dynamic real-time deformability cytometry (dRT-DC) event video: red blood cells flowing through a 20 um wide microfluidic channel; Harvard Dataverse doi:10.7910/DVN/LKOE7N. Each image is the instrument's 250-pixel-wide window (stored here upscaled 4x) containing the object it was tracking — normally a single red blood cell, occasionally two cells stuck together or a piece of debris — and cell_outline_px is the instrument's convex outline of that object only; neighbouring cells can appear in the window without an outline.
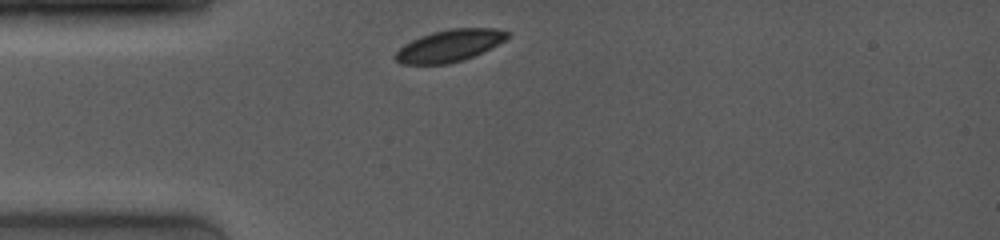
{"species": "common noctule bat (a hibernating species)", "species_latin": "Nyctalus noctula", "temperature_condition": "room temperature", "stored_images_in_passage": 28, "camera_frame_rate_fps": 4000, "um_per_image_px": 0.085, "animal": {"sex": "female", "body_mass_g": 19.0, "forearm_length_mm": 53.3}, "frame": {"image": 1, "passage_image": 1, "time_ms": 0.0, "image_size_px": [1000, 240], "cell_outline_px": [[512, 36], [464, 60], [448, 64], [400, 64], [396, 60], [396, 52], [404, 44], [420, 36], [432, 32], [452, 28], [492, 28], [512, 32]], "centroid_in_image_um": [38.21, 3.87], "position_along_channel_um": 46.8, "area_um2": 20.69}}
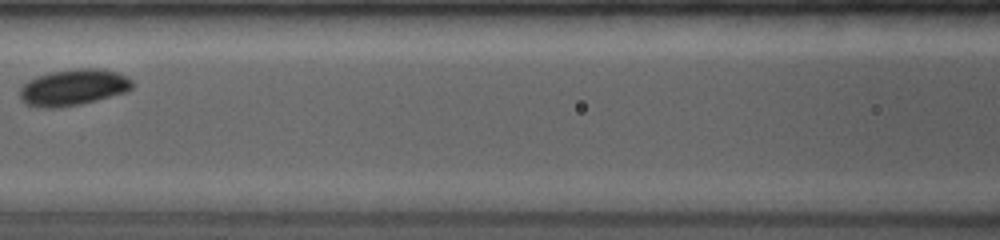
{"frame": {"image": 2, "passage_image": 10, "time_ms": 3.25, "image_size_px": [1000, 240], "cell_outline_px": [[136, 84], [128, 92], [80, 104], [60, 108], [44, 108], [24, 104], [20, 100], [20, 88], [28, 80], [36, 76], [52, 72], [76, 68], [96, 68], [116, 72], [132, 80]], "centroid_in_image_um": [6.23, 7.44], "position_along_channel_um": 160.4, "area_um2": 23.99}}
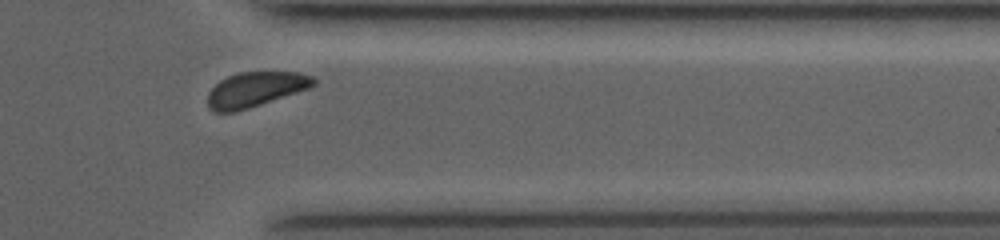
{"frame": {"image": 3, "passage_image": 26, "time_ms": 9.0, "image_size_px": [1000, 240], "cell_outline_px": [[316, 84], [308, 88], [236, 112], [212, 112], [208, 108], [208, 92], [220, 80], [236, 72], [300, 72], [316, 76]], "centroid_in_image_um": [21.7, 7.59], "position_along_channel_um": 389.7, "area_um2": 21.5}, "authors_computed_cell_mechanics": {"area_um2": 22.7154, "velocity_mm_per_s": 3.9863, "shape_relaxation_time_tau1_ms": 1.4631, "shape_relaxation_time_tau2_ms": null, "deformation_change_tau1": 0.0732, "deformation_change_tau2": null}}